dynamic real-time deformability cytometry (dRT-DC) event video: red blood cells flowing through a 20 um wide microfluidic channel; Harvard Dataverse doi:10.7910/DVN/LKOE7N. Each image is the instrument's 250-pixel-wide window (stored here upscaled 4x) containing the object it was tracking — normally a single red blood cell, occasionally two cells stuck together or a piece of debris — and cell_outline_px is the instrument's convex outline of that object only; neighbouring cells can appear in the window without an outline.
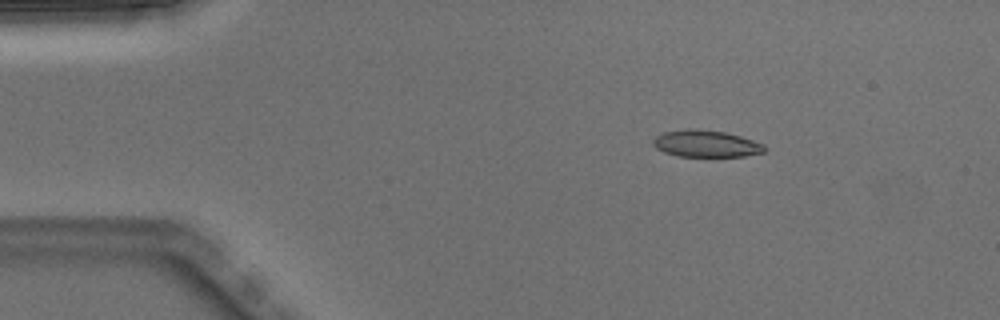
{"species": "Egyptian fruit bat (a non-hibernating species)", "species_latin": "Rousettus aegyptiacus", "temperature_condition": "warm", "stored_images_in_passage": 4, "camera_frame_rate_fps": 3000, "um_per_image_px": 0.085, "animal": {"sex": "male"}, "frame": {"image": 1, "passage_image": 2, "time_ms": 0.333, "image_size_px": [1000, 320], "cell_outline_px": [[764, 152], [744, 156], [676, 156], [664, 152], [656, 148], [652, 144], [652, 140], [656, 136], [664, 132], [688, 128], [696, 128], [724, 132], [740, 136], [764, 144]], "centroid_in_image_um": [59.96, 12.2], "position_along_channel_um": 25.0, "area_um2": 17.4}}
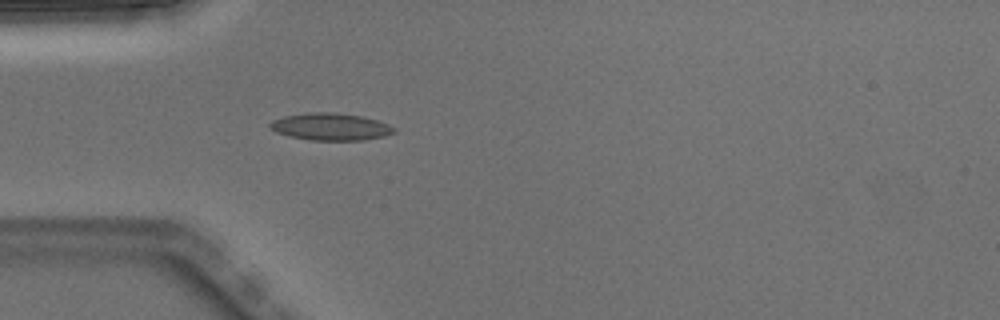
{"frame": {"image": 2, "passage_image": 4, "time_ms": 1.0, "image_size_px": [1000, 320], "cell_outline_px": [[396, 132], [384, 136], [364, 140], [308, 140], [288, 136], [276, 132], [268, 128], [268, 124], [272, 120], [284, 116], [304, 112], [336, 112], [360, 116], [376, 120], [388, 124], [396, 128]], "centroid_in_image_um": [28.06, 10.77], "position_along_channel_um": 56.9, "area_um2": 19.88}}